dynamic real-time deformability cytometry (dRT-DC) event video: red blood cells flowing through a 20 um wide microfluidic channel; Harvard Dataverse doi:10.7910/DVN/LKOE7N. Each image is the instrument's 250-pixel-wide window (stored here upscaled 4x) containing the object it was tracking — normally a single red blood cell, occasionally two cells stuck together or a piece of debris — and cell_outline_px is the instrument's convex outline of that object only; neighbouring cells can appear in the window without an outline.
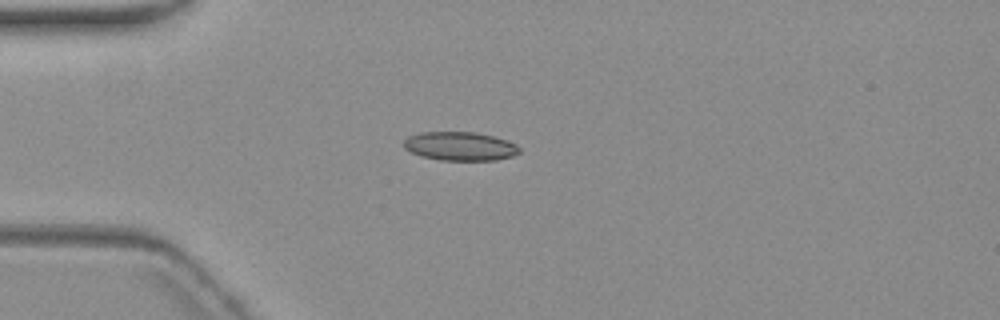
{"species": "common noctule bat (a hibernating species)", "species_latin": "Nyctalus noctula", "temperature_condition": "warm", "stored_images_in_passage": 5, "camera_frame_rate_fps": 3000, "um_per_image_px": 0.085, "animal": {"sex": "female", "body_mass_g": 19.3, "forearm_length_mm": 54.1}, "frame": {"image": 1, "passage_image": 5, "time_ms": 5.0, "image_size_px": [1000, 320], "cell_outline_px": [[520, 152], [512, 156], [496, 160], [440, 160], [420, 156], [404, 148], [404, 140], [408, 136], [420, 132], [476, 132], [508, 140], [516, 144], [520, 148]], "centroid_in_image_um": [39.11, 12.42], "position_along_channel_um": 45.9, "area_um2": 19.42}}